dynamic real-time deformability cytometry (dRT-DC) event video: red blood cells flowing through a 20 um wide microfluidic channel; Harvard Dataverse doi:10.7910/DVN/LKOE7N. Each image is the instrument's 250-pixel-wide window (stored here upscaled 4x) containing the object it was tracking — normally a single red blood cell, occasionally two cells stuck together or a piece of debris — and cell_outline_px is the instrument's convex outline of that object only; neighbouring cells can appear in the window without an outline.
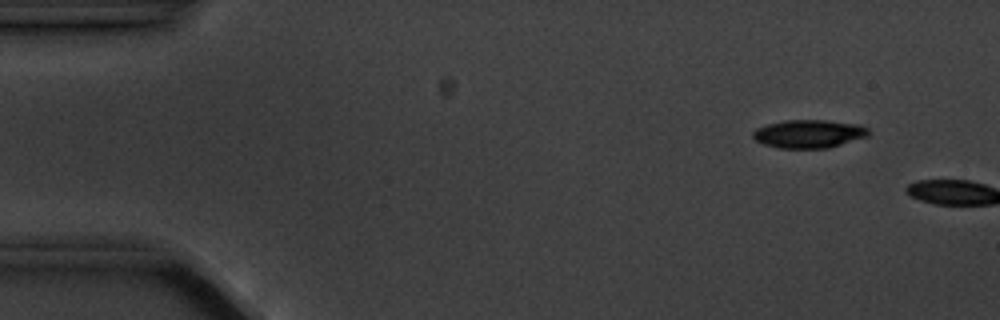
{"species": "common noctule bat (a hibernating species)", "species_latin": "Nyctalus noctula", "temperature_condition": "cold", "stored_images_in_passage": 3, "camera_frame_rate_fps": 3000, "um_per_image_px": 0.085, "animal": {"sex": "male", "body_mass_g": 20.1, "forearm_length_mm": 53.5}, "frame": {"image": 1, "passage_image": 2, "time_ms": 1.333, "image_size_px": [1000, 320], "cell_outline_px": [[868, 136], [828, 148], [780, 148], [764, 144], [756, 140], [752, 136], [752, 132], [756, 128], [768, 124], [784, 120], [824, 120], [860, 124], [868, 128]], "centroid_in_image_um": [68.75, 11.37], "position_along_channel_um": 16.3, "area_um2": 18.96}}